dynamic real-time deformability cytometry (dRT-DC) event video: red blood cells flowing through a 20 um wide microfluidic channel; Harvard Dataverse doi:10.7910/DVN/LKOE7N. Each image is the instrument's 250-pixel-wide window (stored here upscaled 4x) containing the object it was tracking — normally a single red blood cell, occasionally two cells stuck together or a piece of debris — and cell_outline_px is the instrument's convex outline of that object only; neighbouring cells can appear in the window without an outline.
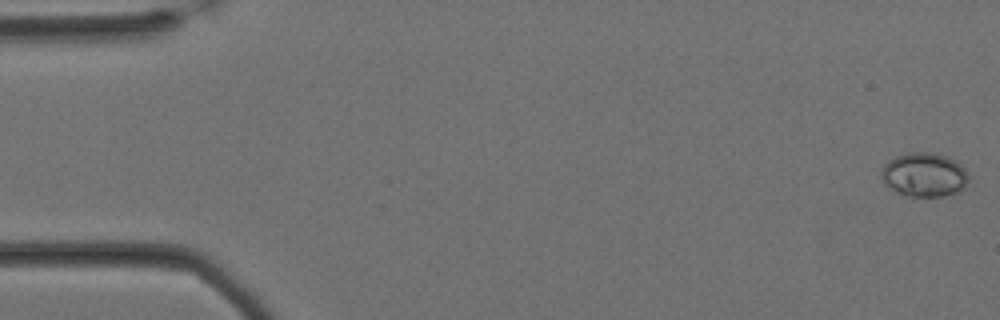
{"species": "Egyptian fruit bat (a non-hibernating species)", "species_latin": "Rousettus aegyptiacus", "temperature_condition": "cold", "stored_images_in_passage": 59, "camera_frame_rate_fps": 3000, "um_per_image_px": 0.085, "animal": {"sex": "female"}, "frame": {"image": 1, "passage_image": 1, "time_ms": 0.0, "image_size_px": [1000, 320], "cell_outline_px": [[968, 180], [964, 188], [956, 192], [944, 196], [904, 196], [888, 188], [880, 180], [880, 168], [888, 160], [896, 156], [908, 152], [936, 152], [948, 156], [960, 164], [964, 168], [968, 176]], "centroid_in_image_um": [78.5, 14.84], "position_along_channel_um": 6.5, "area_um2": 22.89}}
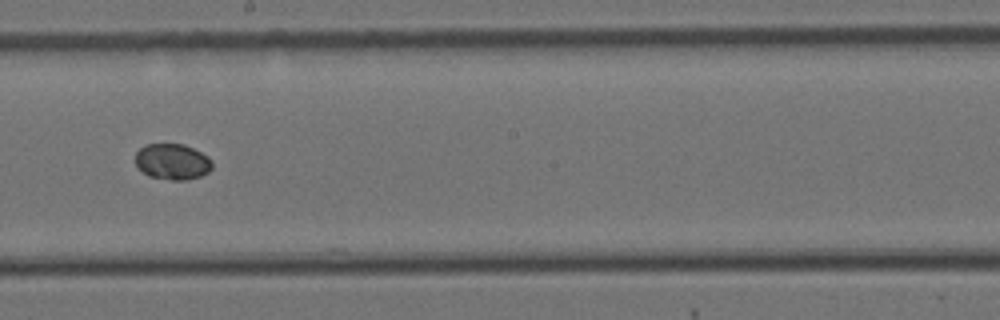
{"frame": {"image": 2, "passage_image": 33, "time_ms": 10.667, "image_size_px": [1000, 320], "cell_outline_px": [[212, 168], [208, 172], [200, 176], [188, 180], [172, 180], [148, 176], [136, 164], [136, 152], [140, 148], [148, 144], [184, 144], [208, 156], [212, 160]], "centroid_in_image_um": [14.68, 13.74], "position_along_channel_um": 233.5, "area_um2": 16.01}}
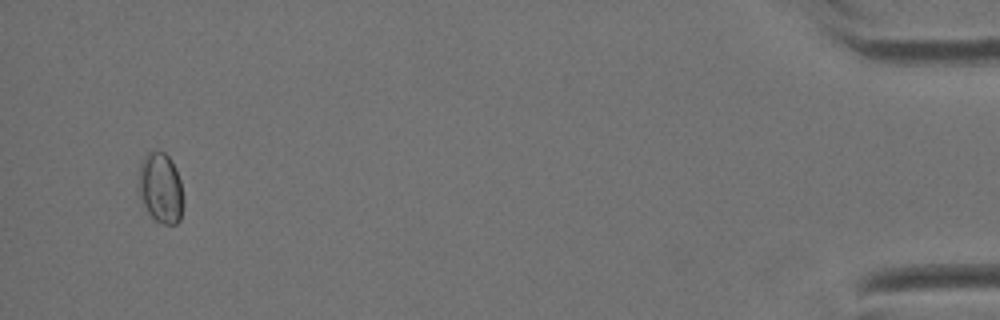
{"frame": {"image": 3, "passage_image": 57, "time_ms": 18.667, "image_size_px": [1000, 320], "cell_outline_px": [[184, 204], [180, 220], [176, 224], [164, 224], [156, 220], [140, 204], [136, 192], [136, 184], [140, 164], [144, 156], [152, 148], [164, 152], [172, 160], [180, 180], [184, 200]], "centroid_in_image_um": [13.61, 15.96], "position_along_channel_um": 421.6, "area_um2": 19.25}}